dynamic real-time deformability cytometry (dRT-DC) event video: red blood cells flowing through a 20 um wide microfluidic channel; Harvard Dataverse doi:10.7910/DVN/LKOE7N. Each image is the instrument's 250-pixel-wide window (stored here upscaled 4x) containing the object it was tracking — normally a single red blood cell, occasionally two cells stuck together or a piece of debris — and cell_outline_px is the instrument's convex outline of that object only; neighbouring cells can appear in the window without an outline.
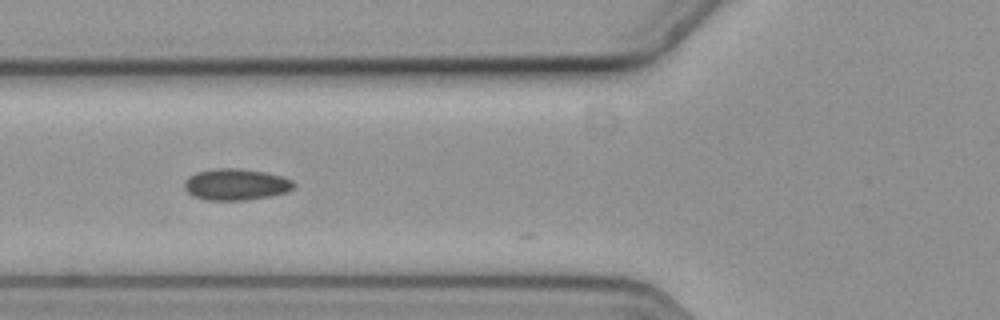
{"species": "common noctule bat (a hibernating species)", "species_latin": "Nyctalus noctula", "temperature_condition": "cold", "stored_images_in_passage": 12, "camera_frame_rate_fps": 3000, "um_per_image_px": 0.085, "animal": {"sex": "female", "body_mass_g": 19.3, "forearm_length_mm": 54.1}, "frame": {"image": 1, "passage_image": 2, "time_ms": 0.333, "image_size_px": [1000, 320], "cell_outline_px": [[296, 184], [288, 192], [272, 196], [248, 200], [204, 200], [192, 196], [184, 188], [184, 180], [188, 176], [196, 172], [216, 168], [240, 168], [264, 172], [280, 176], [292, 180]], "centroid_in_image_um": [20.03, 15.68], "position_along_channel_um": 105.8, "area_um2": 20.29}}
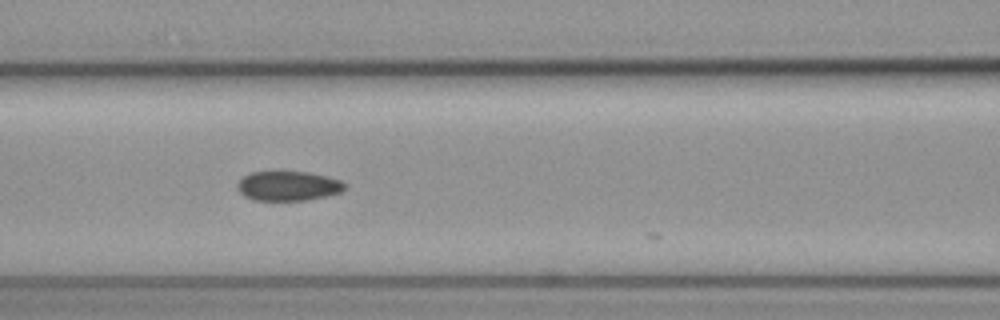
{"frame": {"image": 2, "passage_image": 5, "time_ms": 1.333, "image_size_px": [1000, 320], "cell_outline_px": [[348, 188], [340, 192], [328, 196], [308, 200], [252, 200], [244, 196], [240, 192], [236, 184], [244, 176], [252, 172], [308, 172], [328, 176], [340, 180], [348, 184]], "centroid_in_image_um": [24.55, 15.81], "position_along_channel_um": 142.1, "area_um2": 18.67}}
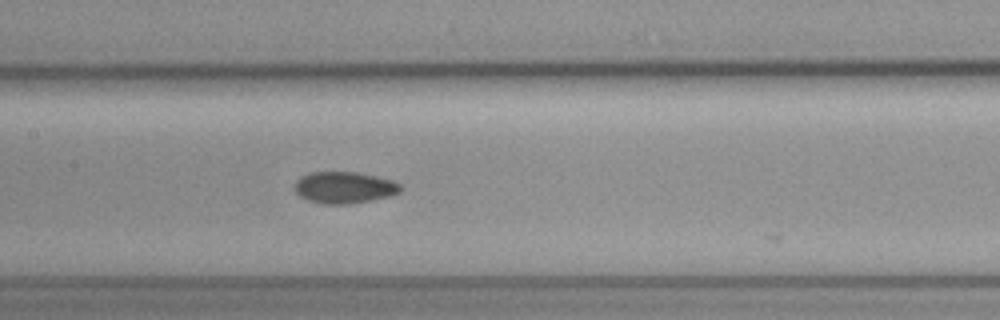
{"frame": {"image": 3, "passage_image": 8, "time_ms": 2.333, "image_size_px": [1000, 320], "cell_outline_px": [[404, 188], [400, 192], [392, 196], [348, 204], [324, 204], [308, 200], [300, 196], [296, 192], [296, 180], [300, 176], [312, 172], [356, 172], [376, 176], [392, 180], [400, 184]], "centroid_in_image_um": [29.3, 15.94], "position_along_channel_um": 178.1, "area_um2": 19.54}}